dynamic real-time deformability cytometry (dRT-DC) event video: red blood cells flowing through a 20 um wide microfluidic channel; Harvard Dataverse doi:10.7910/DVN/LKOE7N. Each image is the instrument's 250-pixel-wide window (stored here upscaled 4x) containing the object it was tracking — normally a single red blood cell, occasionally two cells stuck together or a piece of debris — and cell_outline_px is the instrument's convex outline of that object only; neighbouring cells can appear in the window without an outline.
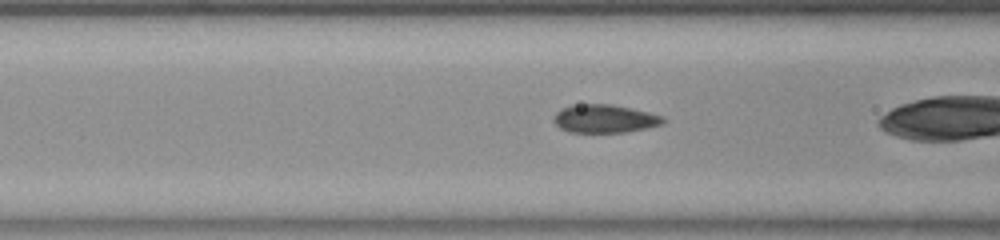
{"species": "common noctule bat (a hibernating species)", "species_latin": "Nyctalus noctula", "temperature_condition": "room temperature", "stored_images_in_passage": 40, "camera_frame_rate_fps": 3000, "um_per_image_px": 0.085, "animal": {"sex": "female", "body_mass_g": 23.0, "forearm_length_mm": 53.4}, "frame": {"image": 1, "passage_image": 7, "time_ms": 2.0, "image_size_px": [1000, 240], "cell_outline_px": [[664, 124], [624, 132], [568, 132], [560, 128], [552, 120], [552, 116], [560, 108], [572, 104], [612, 104], [632, 108], [664, 116]], "centroid_in_image_um": [51.34, 10.07], "position_along_channel_um": 115.3, "area_um2": 18.15}}
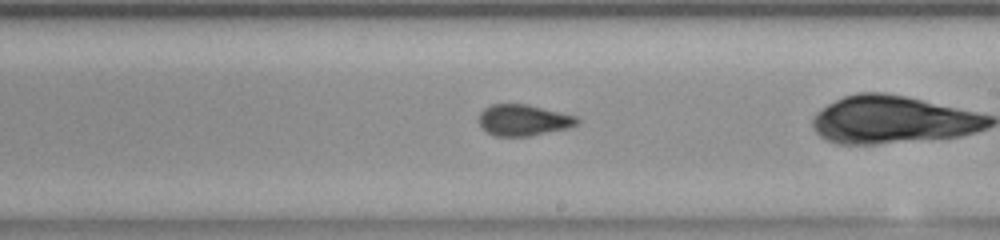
{"frame": {"image": 2, "passage_image": 17, "time_ms": 5.333, "image_size_px": [1000, 240], "cell_outline_px": [[580, 120], [576, 124], [568, 128], [528, 136], [496, 136], [488, 132], [480, 124], [480, 112], [484, 108], [492, 104], [528, 104], [580, 116]], "centroid_in_image_um": [44.54, 10.19], "position_along_channel_um": 244.5, "area_um2": 17.86}}
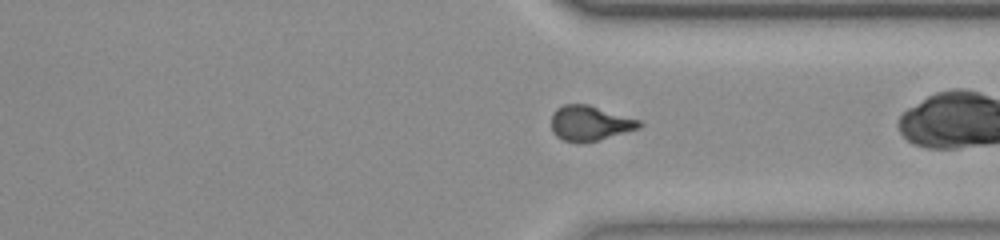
{"frame": {"image": 3, "passage_image": 26, "time_ms": 8.333, "image_size_px": [1000, 240], "cell_outline_px": [[644, 124], [640, 128], [600, 140], [580, 144], [564, 140], [556, 136], [552, 132], [552, 112], [556, 108], [564, 104], [588, 104], [640, 120]], "centroid_in_image_um": [50.14, 10.48], "position_along_channel_um": 361.3, "area_um2": 18.21}, "authors_computed_cell_mechanics": {"area_um2": 17.9469, "velocity_mm_per_s": 3.8861, "shape_relaxation_time_tau1_ms": null, "shape_relaxation_time_tau2_ms": 1.5315, "deformation_change_tau1": null, "deformation_change_tau2": 0.0445}}